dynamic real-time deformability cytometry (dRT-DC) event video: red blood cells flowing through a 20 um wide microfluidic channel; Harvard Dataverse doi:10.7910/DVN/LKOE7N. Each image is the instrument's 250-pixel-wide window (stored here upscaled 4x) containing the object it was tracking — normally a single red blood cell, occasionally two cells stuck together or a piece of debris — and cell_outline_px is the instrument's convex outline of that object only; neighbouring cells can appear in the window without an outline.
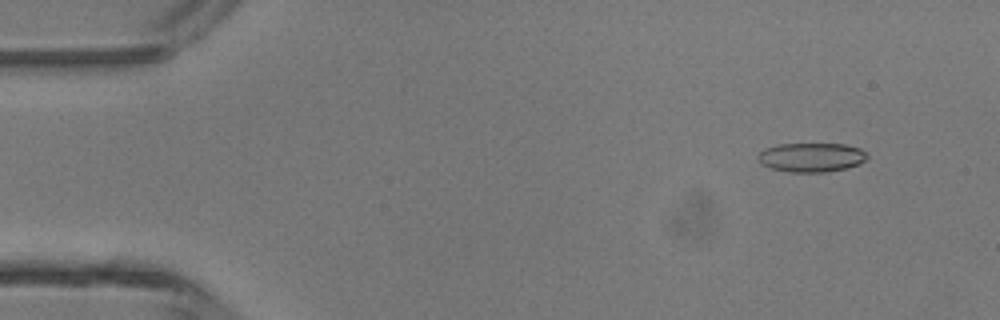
{"species": "common noctule bat (a hibernating species)", "species_latin": "Nyctalus noctula", "temperature_condition": "room temperature", "stored_images_in_passage": 47, "camera_frame_rate_fps": 3000, "um_per_image_px": 0.085, "animal": {"sex": "male", "body_mass_g": 13.3}, "frame": {"image": 1, "passage_image": 5, "time_ms": 1.333, "image_size_px": [1000, 320], "cell_outline_px": [[868, 156], [860, 164], [848, 168], [824, 172], [788, 172], [772, 168], [760, 164], [756, 156], [764, 148], [780, 144], [844, 144], [860, 148]], "centroid_in_image_um": [68.94, 13.38], "position_along_channel_um": 16.1, "area_um2": 18.61}}
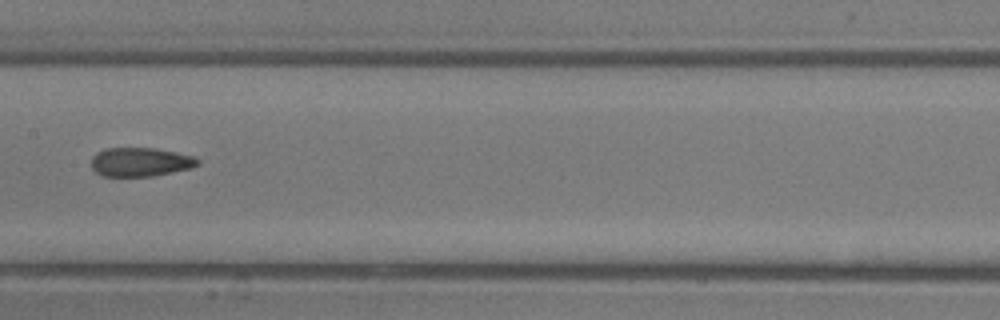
{"frame": {"image": 2, "passage_image": 24, "time_ms": 7.667, "image_size_px": [1000, 320], "cell_outline_px": [[200, 164], [192, 168], [152, 176], [104, 176], [96, 172], [92, 168], [92, 156], [96, 152], [104, 148], [156, 148], [196, 156], [200, 160]], "centroid_in_image_um": [11.96, 13.76], "position_along_channel_um": 195.4, "area_um2": 18.09}}
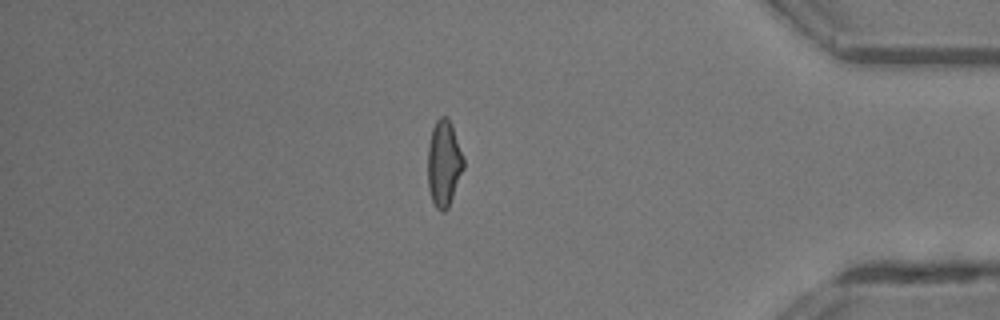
{"frame": {"image": 3, "passage_image": 40, "time_ms": 13.0, "image_size_px": [1000, 320], "cell_outline_px": [[464, 168], [448, 208], [444, 212], [440, 212], [436, 208], [432, 200], [428, 188], [428, 144], [432, 128], [436, 120], [440, 116], [448, 116], [452, 124], [464, 156]], "centroid_in_image_um": [37.73, 13.86], "position_along_channel_um": 397.5, "area_um2": 18.26}, "authors_computed_cell_mechanics": {"area_um2": 18.3226, "velocity_mm_per_s": 4.467, "shape_relaxation_time_tau1_ms": 7.5755, "shape_relaxation_time_tau2_ms": 1.8598, "deformation_change_tau1": 0.2378, "deformation_change_tau2": 0.0992}}